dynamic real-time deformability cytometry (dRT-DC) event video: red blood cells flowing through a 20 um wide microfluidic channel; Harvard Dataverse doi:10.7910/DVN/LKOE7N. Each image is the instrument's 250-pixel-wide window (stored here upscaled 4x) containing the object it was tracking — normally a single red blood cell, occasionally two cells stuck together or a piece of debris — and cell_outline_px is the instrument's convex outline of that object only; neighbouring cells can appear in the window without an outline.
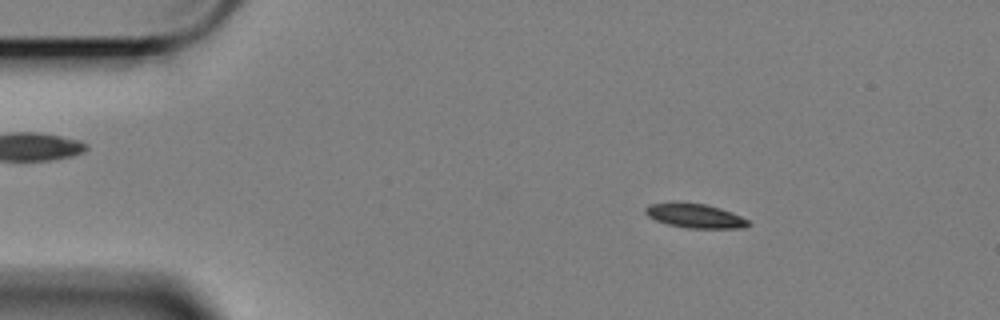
{"species": "Egyptian fruit bat (a non-hibernating species)", "species_latin": "Rousettus aegyptiacus", "temperature_condition": "cold", "stored_images_in_passage": 58, "camera_frame_rate_fps": 3000, "um_per_image_px": 0.085, "animal": {"sex": "female"}, "frame": {"image": 1, "passage_image": 9, "time_ms": 2.667, "image_size_px": [1000, 320], "cell_outline_px": [[752, 224], [744, 228], [688, 228], [668, 224], [656, 220], [648, 216], [644, 212], [644, 208], [648, 204], [672, 200], [676, 200], [704, 204], [720, 208], [732, 212], [748, 220]], "centroid_in_image_um": [59.02, 18.31], "position_along_channel_um": 26.0, "area_um2": 14.97}}
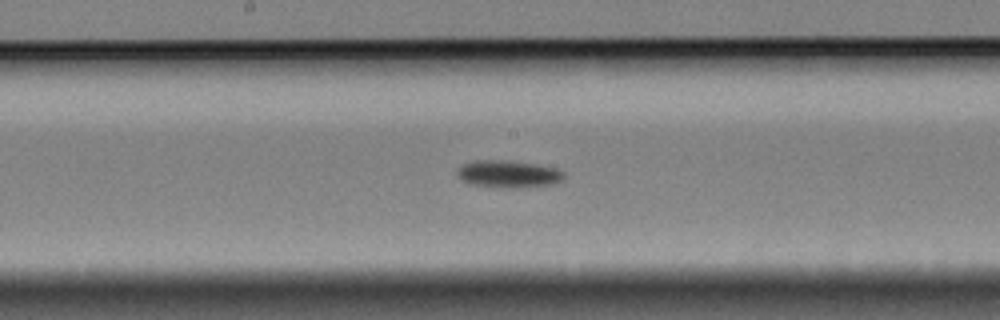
{"frame": {"image": 2, "passage_image": 30, "time_ms": 9.667, "image_size_px": [1000, 320], "cell_outline_px": [[564, 176], [556, 184], [528, 188], [500, 188], [468, 184], [460, 180], [456, 176], [456, 172], [464, 164], [476, 160], [504, 160], [532, 164], [556, 168], [564, 172]], "centroid_in_image_um": [43.19, 14.82], "position_along_channel_um": 205.0, "area_um2": 17.22}}
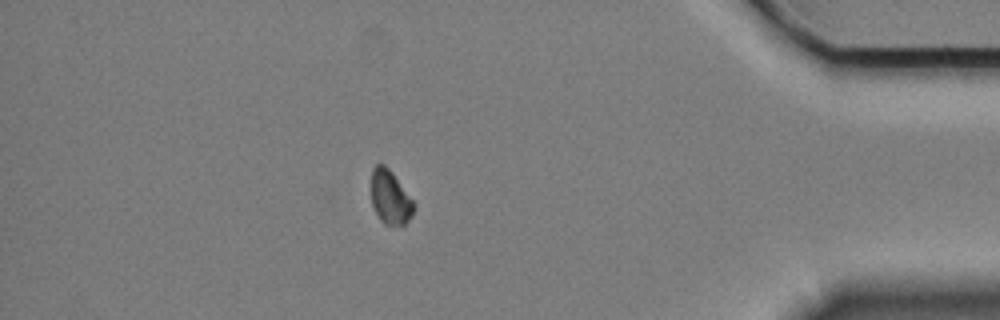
{"frame": {"image": 3, "passage_image": 51, "time_ms": 16.667, "image_size_px": [1000, 320], "cell_outline_px": [[416, 208], [412, 216], [404, 224], [384, 224], [380, 220], [372, 204], [372, 168], [376, 164], [384, 164], [392, 172], [416, 204]], "centroid_in_image_um": [33.19, 16.77], "position_along_channel_um": 402.0, "area_um2": 13.29}, "authors_computed_cell_mechanics": {"area_um2": 14.9413, "velocity_mm_per_s": 3.3915, "shape_relaxation_time_tau1_ms": 1.2748, "shape_relaxation_time_tau2_ms": null, "deformation_change_tau1": 0.086, "deformation_change_tau2": null}}